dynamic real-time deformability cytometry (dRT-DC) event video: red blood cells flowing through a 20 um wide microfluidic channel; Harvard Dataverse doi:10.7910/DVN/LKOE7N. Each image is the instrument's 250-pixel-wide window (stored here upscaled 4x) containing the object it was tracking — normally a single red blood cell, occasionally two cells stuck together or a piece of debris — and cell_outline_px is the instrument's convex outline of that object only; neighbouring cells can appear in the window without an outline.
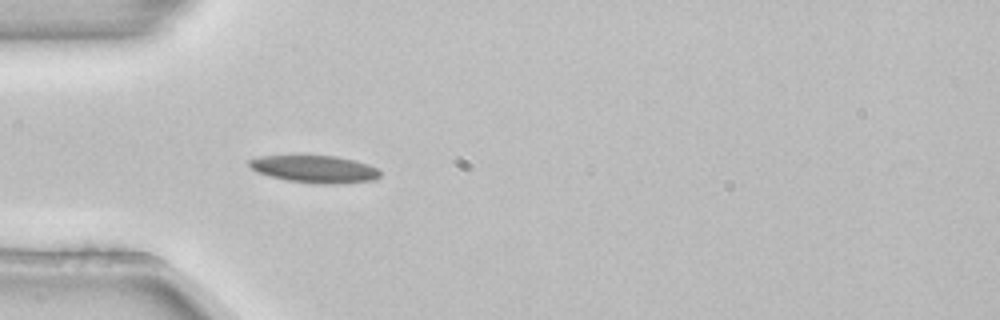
{"species": "common noctule bat (a hibernating species)", "species_latin": "Nyctalus noctula", "temperature_condition": "room temperature", "stored_images_in_passage": 4, "camera_frame_rate_fps": 3000, "um_per_image_px": 0.085, "animal": {"sex": "female", "body_mass_g": 22.7, "forearm_length_mm": 54.2}, "frame": {"image": 1, "passage_image": 4, "time_ms": 1.0, "image_size_px": [1000, 320], "cell_outline_px": [[380, 176], [376, 180], [336, 184], [316, 184], [288, 180], [256, 172], [248, 164], [248, 160], [260, 156], [336, 156], [368, 164], [376, 168], [380, 172]], "centroid_in_image_um": [26.77, 14.38], "position_along_channel_um": 58.2, "area_um2": 20.69}}